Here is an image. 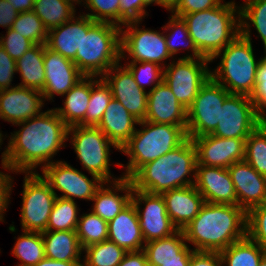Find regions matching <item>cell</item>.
<instances>
[{"label": "cell", "instance_id": "obj_1", "mask_svg": "<svg viewBox=\"0 0 266 266\" xmlns=\"http://www.w3.org/2000/svg\"><path fill=\"white\" fill-rule=\"evenodd\" d=\"M22 126L11 133L5 151L2 152L3 169L11 172L32 173L35 168L51 164L54 155L65 147L68 126L54 109L16 124ZM45 162V163H44ZM33 170V171H32Z\"/></svg>", "mask_w": 266, "mask_h": 266}, {"label": "cell", "instance_id": "obj_59", "mask_svg": "<svg viewBox=\"0 0 266 266\" xmlns=\"http://www.w3.org/2000/svg\"><path fill=\"white\" fill-rule=\"evenodd\" d=\"M180 3V0H159V5L172 12Z\"/></svg>", "mask_w": 266, "mask_h": 266}, {"label": "cell", "instance_id": "obj_7", "mask_svg": "<svg viewBox=\"0 0 266 266\" xmlns=\"http://www.w3.org/2000/svg\"><path fill=\"white\" fill-rule=\"evenodd\" d=\"M121 60V27L107 22H96L82 32L80 52L73 62L84 76L102 77Z\"/></svg>", "mask_w": 266, "mask_h": 266}, {"label": "cell", "instance_id": "obj_5", "mask_svg": "<svg viewBox=\"0 0 266 266\" xmlns=\"http://www.w3.org/2000/svg\"><path fill=\"white\" fill-rule=\"evenodd\" d=\"M143 127L136 129L128 142L120 149L130 160L122 177L131 178L146 163L167 154L181 145L188 137L187 126L157 124L139 121Z\"/></svg>", "mask_w": 266, "mask_h": 266}, {"label": "cell", "instance_id": "obj_38", "mask_svg": "<svg viewBox=\"0 0 266 266\" xmlns=\"http://www.w3.org/2000/svg\"><path fill=\"white\" fill-rule=\"evenodd\" d=\"M83 251L86 255L82 266H118L127 253L125 249L110 240L90 245Z\"/></svg>", "mask_w": 266, "mask_h": 266}, {"label": "cell", "instance_id": "obj_4", "mask_svg": "<svg viewBox=\"0 0 266 266\" xmlns=\"http://www.w3.org/2000/svg\"><path fill=\"white\" fill-rule=\"evenodd\" d=\"M182 19L199 52L210 60L240 34V8L233 1L184 14Z\"/></svg>", "mask_w": 266, "mask_h": 266}, {"label": "cell", "instance_id": "obj_43", "mask_svg": "<svg viewBox=\"0 0 266 266\" xmlns=\"http://www.w3.org/2000/svg\"><path fill=\"white\" fill-rule=\"evenodd\" d=\"M139 64L140 66L138 67ZM132 73L135 82L145 90L146 85L155 87L163 81L164 67L154 62H130L125 65ZM163 68V69H162Z\"/></svg>", "mask_w": 266, "mask_h": 266}, {"label": "cell", "instance_id": "obj_34", "mask_svg": "<svg viewBox=\"0 0 266 266\" xmlns=\"http://www.w3.org/2000/svg\"><path fill=\"white\" fill-rule=\"evenodd\" d=\"M239 8L240 34L251 41L250 26L253 24L263 41L266 53V0H245Z\"/></svg>", "mask_w": 266, "mask_h": 266}, {"label": "cell", "instance_id": "obj_49", "mask_svg": "<svg viewBox=\"0 0 266 266\" xmlns=\"http://www.w3.org/2000/svg\"><path fill=\"white\" fill-rule=\"evenodd\" d=\"M15 72L16 61L0 46V90L10 88Z\"/></svg>", "mask_w": 266, "mask_h": 266}, {"label": "cell", "instance_id": "obj_51", "mask_svg": "<svg viewBox=\"0 0 266 266\" xmlns=\"http://www.w3.org/2000/svg\"><path fill=\"white\" fill-rule=\"evenodd\" d=\"M12 181L10 175L0 172V221H4L3 214L8 208L10 193L12 189Z\"/></svg>", "mask_w": 266, "mask_h": 266}, {"label": "cell", "instance_id": "obj_23", "mask_svg": "<svg viewBox=\"0 0 266 266\" xmlns=\"http://www.w3.org/2000/svg\"><path fill=\"white\" fill-rule=\"evenodd\" d=\"M95 23L86 15L74 16L61 26L50 29L45 45L63 57L73 60L76 52H80L82 32H87Z\"/></svg>", "mask_w": 266, "mask_h": 266}, {"label": "cell", "instance_id": "obj_18", "mask_svg": "<svg viewBox=\"0 0 266 266\" xmlns=\"http://www.w3.org/2000/svg\"><path fill=\"white\" fill-rule=\"evenodd\" d=\"M45 82L41 91L43 99L53 100L54 95L64 96L84 75L73 60L63 57L45 45L44 51Z\"/></svg>", "mask_w": 266, "mask_h": 266}, {"label": "cell", "instance_id": "obj_56", "mask_svg": "<svg viewBox=\"0 0 266 266\" xmlns=\"http://www.w3.org/2000/svg\"><path fill=\"white\" fill-rule=\"evenodd\" d=\"M155 3L159 5V0H137V21L141 22L142 19L147 15L145 8L150 4Z\"/></svg>", "mask_w": 266, "mask_h": 266}, {"label": "cell", "instance_id": "obj_9", "mask_svg": "<svg viewBox=\"0 0 266 266\" xmlns=\"http://www.w3.org/2000/svg\"><path fill=\"white\" fill-rule=\"evenodd\" d=\"M230 93L212 77L200 88L192 104L187 108V137L211 134L220 123V107Z\"/></svg>", "mask_w": 266, "mask_h": 266}, {"label": "cell", "instance_id": "obj_30", "mask_svg": "<svg viewBox=\"0 0 266 266\" xmlns=\"http://www.w3.org/2000/svg\"><path fill=\"white\" fill-rule=\"evenodd\" d=\"M147 261H169L180 259H191L194 249L186 244L183 230H178L173 235L152 240L144 245Z\"/></svg>", "mask_w": 266, "mask_h": 266}, {"label": "cell", "instance_id": "obj_13", "mask_svg": "<svg viewBox=\"0 0 266 266\" xmlns=\"http://www.w3.org/2000/svg\"><path fill=\"white\" fill-rule=\"evenodd\" d=\"M140 22H128L121 28V59L125 53L132 58L131 62H154L162 67L163 60L172 56L168 52L165 35L160 31L139 29ZM162 62V65H161Z\"/></svg>", "mask_w": 266, "mask_h": 266}, {"label": "cell", "instance_id": "obj_44", "mask_svg": "<svg viewBox=\"0 0 266 266\" xmlns=\"http://www.w3.org/2000/svg\"><path fill=\"white\" fill-rule=\"evenodd\" d=\"M85 1V2H84ZM92 13L85 14L95 22H107L119 26V0H83Z\"/></svg>", "mask_w": 266, "mask_h": 266}, {"label": "cell", "instance_id": "obj_21", "mask_svg": "<svg viewBox=\"0 0 266 266\" xmlns=\"http://www.w3.org/2000/svg\"><path fill=\"white\" fill-rule=\"evenodd\" d=\"M194 186L207 203L237 205L228 168L196 165Z\"/></svg>", "mask_w": 266, "mask_h": 266}, {"label": "cell", "instance_id": "obj_25", "mask_svg": "<svg viewBox=\"0 0 266 266\" xmlns=\"http://www.w3.org/2000/svg\"><path fill=\"white\" fill-rule=\"evenodd\" d=\"M104 184L106 185V182H103L91 199L95 202L92 212L109 222L131 202L134 187L131 179L126 177L113 178L110 182V185L113 184L111 185L112 188L108 185L105 188ZM117 191H124L125 195H119Z\"/></svg>", "mask_w": 266, "mask_h": 266}, {"label": "cell", "instance_id": "obj_22", "mask_svg": "<svg viewBox=\"0 0 266 266\" xmlns=\"http://www.w3.org/2000/svg\"><path fill=\"white\" fill-rule=\"evenodd\" d=\"M145 121L187 126V109L179 103L164 81L148 91Z\"/></svg>", "mask_w": 266, "mask_h": 266}, {"label": "cell", "instance_id": "obj_41", "mask_svg": "<svg viewBox=\"0 0 266 266\" xmlns=\"http://www.w3.org/2000/svg\"><path fill=\"white\" fill-rule=\"evenodd\" d=\"M244 160L259 174L266 176V121L246 139Z\"/></svg>", "mask_w": 266, "mask_h": 266}, {"label": "cell", "instance_id": "obj_27", "mask_svg": "<svg viewBox=\"0 0 266 266\" xmlns=\"http://www.w3.org/2000/svg\"><path fill=\"white\" fill-rule=\"evenodd\" d=\"M135 124L138 125L139 120L131 115L119 101L112 98L97 127L120 151L135 133Z\"/></svg>", "mask_w": 266, "mask_h": 266}, {"label": "cell", "instance_id": "obj_12", "mask_svg": "<svg viewBox=\"0 0 266 266\" xmlns=\"http://www.w3.org/2000/svg\"><path fill=\"white\" fill-rule=\"evenodd\" d=\"M263 122L250 96L230 94L220 107V123L211 134L229 139H247Z\"/></svg>", "mask_w": 266, "mask_h": 266}, {"label": "cell", "instance_id": "obj_61", "mask_svg": "<svg viewBox=\"0 0 266 266\" xmlns=\"http://www.w3.org/2000/svg\"><path fill=\"white\" fill-rule=\"evenodd\" d=\"M67 1H69L70 3H72L73 5L76 3H78V4H80V3H82V0H67ZM75 2V3H74Z\"/></svg>", "mask_w": 266, "mask_h": 266}, {"label": "cell", "instance_id": "obj_14", "mask_svg": "<svg viewBox=\"0 0 266 266\" xmlns=\"http://www.w3.org/2000/svg\"><path fill=\"white\" fill-rule=\"evenodd\" d=\"M42 174V178L49 184L54 193H56L55 189L63 193L62 196L57 195V197L73 201L75 198L91 201L104 182L94 174L91 175L92 179H89L65 161H53L42 167Z\"/></svg>", "mask_w": 266, "mask_h": 266}, {"label": "cell", "instance_id": "obj_39", "mask_svg": "<svg viewBox=\"0 0 266 266\" xmlns=\"http://www.w3.org/2000/svg\"><path fill=\"white\" fill-rule=\"evenodd\" d=\"M76 201L56 197L53 204L47 231H71L76 230L79 218Z\"/></svg>", "mask_w": 266, "mask_h": 266}, {"label": "cell", "instance_id": "obj_55", "mask_svg": "<svg viewBox=\"0 0 266 266\" xmlns=\"http://www.w3.org/2000/svg\"><path fill=\"white\" fill-rule=\"evenodd\" d=\"M35 266H82V261H58L45 257Z\"/></svg>", "mask_w": 266, "mask_h": 266}, {"label": "cell", "instance_id": "obj_52", "mask_svg": "<svg viewBox=\"0 0 266 266\" xmlns=\"http://www.w3.org/2000/svg\"><path fill=\"white\" fill-rule=\"evenodd\" d=\"M119 2V27L128 22H137V0H119Z\"/></svg>", "mask_w": 266, "mask_h": 266}, {"label": "cell", "instance_id": "obj_2", "mask_svg": "<svg viewBox=\"0 0 266 266\" xmlns=\"http://www.w3.org/2000/svg\"><path fill=\"white\" fill-rule=\"evenodd\" d=\"M183 232L194 251L220 253L247 236V212L237 205L205 202Z\"/></svg>", "mask_w": 266, "mask_h": 266}, {"label": "cell", "instance_id": "obj_54", "mask_svg": "<svg viewBox=\"0 0 266 266\" xmlns=\"http://www.w3.org/2000/svg\"><path fill=\"white\" fill-rule=\"evenodd\" d=\"M118 266H148L144 250L127 252Z\"/></svg>", "mask_w": 266, "mask_h": 266}, {"label": "cell", "instance_id": "obj_26", "mask_svg": "<svg viewBox=\"0 0 266 266\" xmlns=\"http://www.w3.org/2000/svg\"><path fill=\"white\" fill-rule=\"evenodd\" d=\"M108 240L115 242L127 252L144 249V237L132 202L108 222Z\"/></svg>", "mask_w": 266, "mask_h": 266}, {"label": "cell", "instance_id": "obj_17", "mask_svg": "<svg viewBox=\"0 0 266 266\" xmlns=\"http://www.w3.org/2000/svg\"><path fill=\"white\" fill-rule=\"evenodd\" d=\"M119 64L121 63L114 65L102 78L110 86L113 98L119 101L136 119L144 121L148 93L138 86L130 70Z\"/></svg>", "mask_w": 266, "mask_h": 266}, {"label": "cell", "instance_id": "obj_6", "mask_svg": "<svg viewBox=\"0 0 266 266\" xmlns=\"http://www.w3.org/2000/svg\"><path fill=\"white\" fill-rule=\"evenodd\" d=\"M219 56H222L220 64L214 71H210L211 77L230 94L251 97L256 88L257 66L262 59H255L252 42L239 34L211 62Z\"/></svg>", "mask_w": 266, "mask_h": 266}, {"label": "cell", "instance_id": "obj_8", "mask_svg": "<svg viewBox=\"0 0 266 266\" xmlns=\"http://www.w3.org/2000/svg\"><path fill=\"white\" fill-rule=\"evenodd\" d=\"M90 175L94 174L107 184L112 182L110 173V146L119 150L97 126H72L68 128V140Z\"/></svg>", "mask_w": 266, "mask_h": 266}, {"label": "cell", "instance_id": "obj_24", "mask_svg": "<svg viewBox=\"0 0 266 266\" xmlns=\"http://www.w3.org/2000/svg\"><path fill=\"white\" fill-rule=\"evenodd\" d=\"M173 225L183 230L200 212L204 198L194 185L167 190L161 193Z\"/></svg>", "mask_w": 266, "mask_h": 266}, {"label": "cell", "instance_id": "obj_40", "mask_svg": "<svg viewBox=\"0 0 266 266\" xmlns=\"http://www.w3.org/2000/svg\"><path fill=\"white\" fill-rule=\"evenodd\" d=\"M82 249L108 240V222L92 211L80 216L76 229Z\"/></svg>", "mask_w": 266, "mask_h": 266}, {"label": "cell", "instance_id": "obj_15", "mask_svg": "<svg viewBox=\"0 0 266 266\" xmlns=\"http://www.w3.org/2000/svg\"><path fill=\"white\" fill-rule=\"evenodd\" d=\"M131 202L137 211L145 243L167 238L178 231L167 214L161 194H151L134 188ZM142 202L145 204L144 210L140 209Z\"/></svg>", "mask_w": 266, "mask_h": 266}, {"label": "cell", "instance_id": "obj_50", "mask_svg": "<svg viewBox=\"0 0 266 266\" xmlns=\"http://www.w3.org/2000/svg\"><path fill=\"white\" fill-rule=\"evenodd\" d=\"M188 266H223V264L218 252L194 251Z\"/></svg>", "mask_w": 266, "mask_h": 266}, {"label": "cell", "instance_id": "obj_19", "mask_svg": "<svg viewBox=\"0 0 266 266\" xmlns=\"http://www.w3.org/2000/svg\"><path fill=\"white\" fill-rule=\"evenodd\" d=\"M41 91L15 85L0 90V118L13 125L39 115L44 106Z\"/></svg>", "mask_w": 266, "mask_h": 266}, {"label": "cell", "instance_id": "obj_57", "mask_svg": "<svg viewBox=\"0 0 266 266\" xmlns=\"http://www.w3.org/2000/svg\"><path fill=\"white\" fill-rule=\"evenodd\" d=\"M19 12L32 11L35 0H8Z\"/></svg>", "mask_w": 266, "mask_h": 266}, {"label": "cell", "instance_id": "obj_45", "mask_svg": "<svg viewBox=\"0 0 266 266\" xmlns=\"http://www.w3.org/2000/svg\"><path fill=\"white\" fill-rule=\"evenodd\" d=\"M247 236L266 251V203L247 212Z\"/></svg>", "mask_w": 266, "mask_h": 266}, {"label": "cell", "instance_id": "obj_29", "mask_svg": "<svg viewBox=\"0 0 266 266\" xmlns=\"http://www.w3.org/2000/svg\"><path fill=\"white\" fill-rule=\"evenodd\" d=\"M45 257L58 261H83L81 260L82 247L76 230L71 231H44Z\"/></svg>", "mask_w": 266, "mask_h": 266}, {"label": "cell", "instance_id": "obj_20", "mask_svg": "<svg viewBox=\"0 0 266 266\" xmlns=\"http://www.w3.org/2000/svg\"><path fill=\"white\" fill-rule=\"evenodd\" d=\"M237 196V206L248 212L266 203V176L259 174L245 160L228 167Z\"/></svg>", "mask_w": 266, "mask_h": 266}, {"label": "cell", "instance_id": "obj_11", "mask_svg": "<svg viewBox=\"0 0 266 266\" xmlns=\"http://www.w3.org/2000/svg\"><path fill=\"white\" fill-rule=\"evenodd\" d=\"M210 62V59L179 58L164 67L163 81L186 109L211 77V70L207 67Z\"/></svg>", "mask_w": 266, "mask_h": 266}, {"label": "cell", "instance_id": "obj_35", "mask_svg": "<svg viewBox=\"0 0 266 266\" xmlns=\"http://www.w3.org/2000/svg\"><path fill=\"white\" fill-rule=\"evenodd\" d=\"M22 233L14 244L12 254L21 261L18 266H35L45 258L42 233L23 230Z\"/></svg>", "mask_w": 266, "mask_h": 266}, {"label": "cell", "instance_id": "obj_48", "mask_svg": "<svg viewBox=\"0 0 266 266\" xmlns=\"http://www.w3.org/2000/svg\"><path fill=\"white\" fill-rule=\"evenodd\" d=\"M223 1L224 0H180L178 6L172 11V14L182 17L184 14L215 8Z\"/></svg>", "mask_w": 266, "mask_h": 266}, {"label": "cell", "instance_id": "obj_53", "mask_svg": "<svg viewBox=\"0 0 266 266\" xmlns=\"http://www.w3.org/2000/svg\"><path fill=\"white\" fill-rule=\"evenodd\" d=\"M19 15L13 5L8 0H0V26L6 29L12 28L16 17Z\"/></svg>", "mask_w": 266, "mask_h": 266}, {"label": "cell", "instance_id": "obj_62", "mask_svg": "<svg viewBox=\"0 0 266 266\" xmlns=\"http://www.w3.org/2000/svg\"><path fill=\"white\" fill-rule=\"evenodd\" d=\"M3 135H2V133H1V131H0V145H2V142H3ZM1 147V146H0Z\"/></svg>", "mask_w": 266, "mask_h": 266}, {"label": "cell", "instance_id": "obj_37", "mask_svg": "<svg viewBox=\"0 0 266 266\" xmlns=\"http://www.w3.org/2000/svg\"><path fill=\"white\" fill-rule=\"evenodd\" d=\"M96 78L91 76V95L85 113V126H97L113 98L112 90L105 80L102 77L99 80Z\"/></svg>", "mask_w": 266, "mask_h": 266}, {"label": "cell", "instance_id": "obj_10", "mask_svg": "<svg viewBox=\"0 0 266 266\" xmlns=\"http://www.w3.org/2000/svg\"><path fill=\"white\" fill-rule=\"evenodd\" d=\"M25 174L20 215L22 230L42 233L46 231L57 194L38 172Z\"/></svg>", "mask_w": 266, "mask_h": 266}, {"label": "cell", "instance_id": "obj_32", "mask_svg": "<svg viewBox=\"0 0 266 266\" xmlns=\"http://www.w3.org/2000/svg\"><path fill=\"white\" fill-rule=\"evenodd\" d=\"M266 251L248 236L234 242L220 252L226 266H258Z\"/></svg>", "mask_w": 266, "mask_h": 266}, {"label": "cell", "instance_id": "obj_42", "mask_svg": "<svg viewBox=\"0 0 266 266\" xmlns=\"http://www.w3.org/2000/svg\"><path fill=\"white\" fill-rule=\"evenodd\" d=\"M11 29L34 44H46L48 30L43 21L33 11L19 12Z\"/></svg>", "mask_w": 266, "mask_h": 266}, {"label": "cell", "instance_id": "obj_46", "mask_svg": "<svg viewBox=\"0 0 266 266\" xmlns=\"http://www.w3.org/2000/svg\"><path fill=\"white\" fill-rule=\"evenodd\" d=\"M6 33L5 37H0V46H2L15 61L35 45L32 41L18 34L11 28L8 29Z\"/></svg>", "mask_w": 266, "mask_h": 266}, {"label": "cell", "instance_id": "obj_58", "mask_svg": "<svg viewBox=\"0 0 266 266\" xmlns=\"http://www.w3.org/2000/svg\"><path fill=\"white\" fill-rule=\"evenodd\" d=\"M149 266H188L190 259L169 261H147Z\"/></svg>", "mask_w": 266, "mask_h": 266}, {"label": "cell", "instance_id": "obj_33", "mask_svg": "<svg viewBox=\"0 0 266 266\" xmlns=\"http://www.w3.org/2000/svg\"><path fill=\"white\" fill-rule=\"evenodd\" d=\"M32 11L48 31L71 20L76 13L75 6L67 0H35Z\"/></svg>", "mask_w": 266, "mask_h": 266}, {"label": "cell", "instance_id": "obj_31", "mask_svg": "<svg viewBox=\"0 0 266 266\" xmlns=\"http://www.w3.org/2000/svg\"><path fill=\"white\" fill-rule=\"evenodd\" d=\"M45 44H35L16 61V72H19L22 82L18 85L43 90L45 82L44 68Z\"/></svg>", "mask_w": 266, "mask_h": 266}, {"label": "cell", "instance_id": "obj_3", "mask_svg": "<svg viewBox=\"0 0 266 266\" xmlns=\"http://www.w3.org/2000/svg\"><path fill=\"white\" fill-rule=\"evenodd\" d=\"M196 164L195 144L187 138L167 154L146 163L130 179L136 190L161 194L167 190L194 185ZM190 175L193 178H187Z\"/></svg>", "mask_w": 266, "mask_h": 266}, {"label": "cell", "instance_id": "obj_36", "mask_svg": "<svg viewBox=\"0 0 266 266\" xmlns=\"http://www.w3.org/2000/svg\"><path fill=\"white\" fill-rule=\"evenodd\" d=\"M169 19L170 20L167 23V25L163 26L162 28L167 31L171 30L168 35L167 34L165 35L166 45H167V49L170 55L173 57L175 54L177 55L179 51H182L180 50L181 48L180 45L182 44V46L186 45L185 47L191 50L192 55L188 54L180 58L208 59V58H205L197 49L194 41L191 39L189 35L186 22L182 19V17L172 14ZM179 37H180V40L182 39L181 40L182 42L184 41L183 43H181L180 41L179 42L177 41L178 43H180V45L176 42V40H178Z\"/></svg>", "mask_w": 266, "mask_h": 266}, {"label": "cell", "instance_id": "obj_60", "mask_svg": "<svg viewBox=\"0 0 266 266\" xmlns=\"http://www.w3.org/2000/svg\"><path fill=\"white\" fill-rule=\"evenodd\" d=\"M258 266H266V255L261 259Z\"/></svg>", "mask_w": 266, "mask_h": 266}, {"label": "cell", "instance_id": "obj_47", "mask_svg": "<svg viewBox=\"0 0 266 266\" xmlns=\"http://www.w3.org/2000/svg\"><path fill=\"white\" fill-rule=\"evenodd\" d=\"M257 114L266 121V53L257 66V81L254 93L251 96Z\"/></svg>", "mask_w": 266, "mask_h": 266}, {"label": "cell", "instance_id": "obj_28", "mask_svg": "<svg viewBox=\"0 0 266 266\" xmlns=\"http://www.w3.org/2000/svg\"><path fill=\"white\" fill-rule=\"evenodd\" d=\"M91 95V76H84L65 94L64 107L54 108L68 127L85 126V113Z\"/></svg>", "mask_w": 266, "mask_h": 266}, {"label": "cell", "instance_id": "obj_16", "mask_svg": "<svg viewBox=\"0 0 266 266\" xmlns=\"http://www.w3.org/2000/svg\"><path fill=\"white\" fill-rule=\"evenodd\" d=\"M192 140L197 150L196 165L228 168L245 158L246 139H229L208 134Z\"/></svg>", "mask_w": 266, "mask_h": 266}]
</instances>
